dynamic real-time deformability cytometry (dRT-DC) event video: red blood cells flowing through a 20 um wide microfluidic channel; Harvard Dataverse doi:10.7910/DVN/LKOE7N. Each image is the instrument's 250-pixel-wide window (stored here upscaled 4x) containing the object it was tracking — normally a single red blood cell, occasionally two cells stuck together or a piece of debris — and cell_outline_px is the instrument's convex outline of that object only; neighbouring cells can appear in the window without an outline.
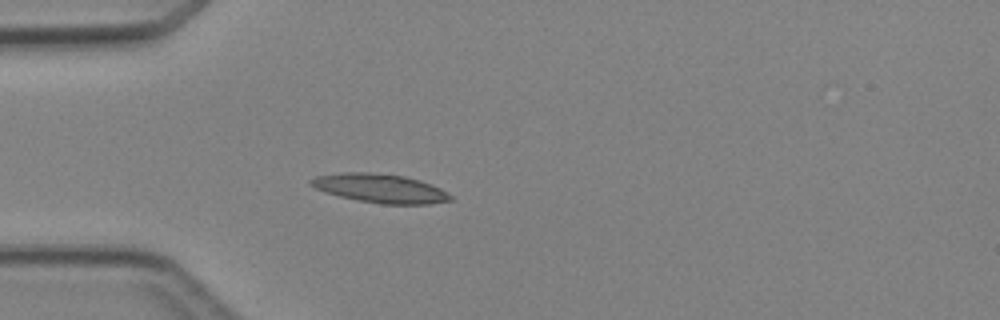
{"species": "Egyptian fruit bat (a non-hibernating species)", "species_latin": "Rousettus aegyptiacus", "temperature_condition": "cold", "stored_images_in_passage": 4, "camera_frame_rate_fps": 3000, "um_per_image_px": 0.085, "animal": {"sex": "female"}, "frame": {"image": 1, "passage_image": 4, "time_ms": 3.667, "image_size_px": [1000, 320], "cell_outline_px": [[452, 200], [428, 204], [380, 204], [340, 196], [316, 188], [308, 184], [308, 180], [316, 176], [344, 172], [368, 172], [404, 176], [420, 180], [440, 188], [452, 196]], "centroid_in_image_um": [32.31, 16.0], "position_along_channel_um": 52.7, "area_um2": 23.24}}